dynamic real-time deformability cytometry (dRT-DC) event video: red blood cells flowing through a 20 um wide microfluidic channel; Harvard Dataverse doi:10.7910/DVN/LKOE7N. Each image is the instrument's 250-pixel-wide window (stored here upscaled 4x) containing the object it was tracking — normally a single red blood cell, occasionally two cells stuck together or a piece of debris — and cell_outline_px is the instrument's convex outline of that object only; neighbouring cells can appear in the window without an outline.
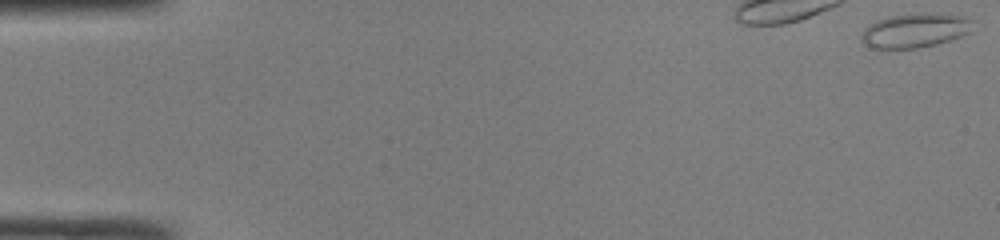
{"species": "common noctule bat (a hibernating species)", "species_latin": "Nyctalus noctula", "temperature_condition": "room temperature", "stored_images_in_passage": 18, "camera_frame_rate_fps": 3000, "um_per_image_px": 0.085, "animal": {"sex": "male", "body_mass_g": 19.0, "forearm_length_mm": 50.8}, "frame": {"image": 1, "passage_image": 1, "time_ms": 0.0, "image_size_px": [1000, 240], "cell_outline_px": [[972, 20], [968, 32], [960, 36], [936, 44], [916, 48], [872, 48], [864, 44], [860, 40], [860, 36], [864, 28], [868, 24], [876, 20], [888, 16], [916, 12], [936, 12], [968, 16]], "centroid_in_image_um": [77.73, 2.55], "position_along_channel_um": 7.3, "area_um2": 22.6}}
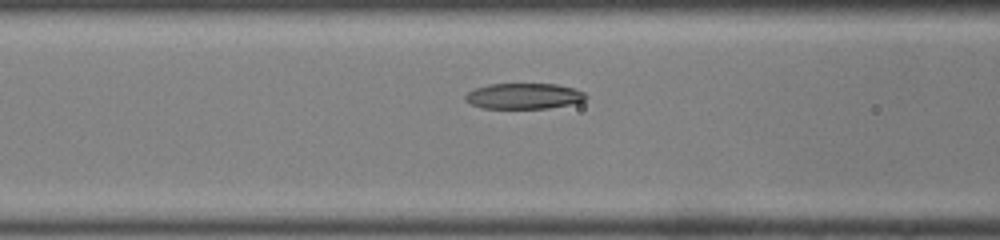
{"frame": {"image": 2, "passage_image": 16, "time_ms": 5.0, "image_size_px": [1000, 240], "cell_outline_px": [[588, 96], [584, 100], [568, 104], [548, 108], [480, 108], [464, 100], [464, 96], [468, 92], [476, 88], [488, 84], [556, 84], [572, 88], [584, 92]], "centroid_in_image_um": [44.49, 8.16], "position_along_channel_um": 122.1, "area_um2": 17.92}}